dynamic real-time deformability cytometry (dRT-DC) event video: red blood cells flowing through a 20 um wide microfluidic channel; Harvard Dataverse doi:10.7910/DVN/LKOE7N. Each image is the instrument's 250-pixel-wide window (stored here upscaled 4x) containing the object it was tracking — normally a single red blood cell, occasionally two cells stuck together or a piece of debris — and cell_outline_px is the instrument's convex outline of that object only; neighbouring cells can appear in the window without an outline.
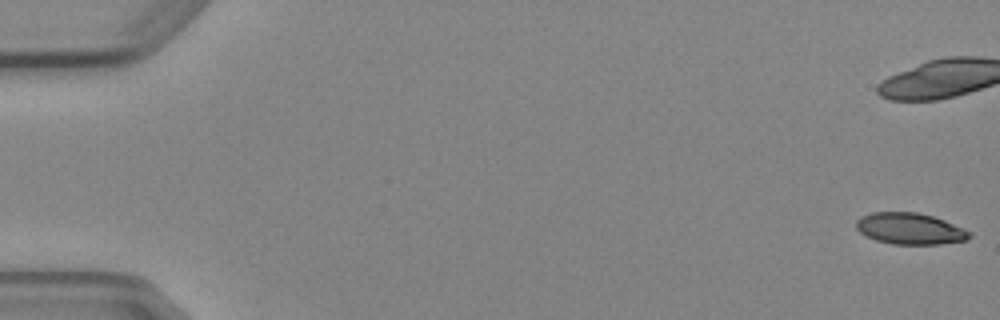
{"species": "Egyptian fruit bat (a non-hibernating species)", "species_latin": "Rousettus aegyptiacus", "temperature_condition": "cold", "stored_images_in_passage": 10, "camera_frame_rate_fps": 3000, "um_per_image_px": 0.085, "animal": {"sex": "female"}, "frame": {"image": 1, "passage_image": 1, "time_ms": 0.0, "image_size_px": [1000, 320], "cell_outline_px": [[972, 236], [968, 240], [940, 244], [892, 244], [876, 240], [860, 232], [856, 228], [856, 220], [860, 216], [872, 212], [916, 212], [932, 216], [944, 220], [964, 228], [972, 232]], "centroid_in_image_um": [77.37, 19.43], "position_along_channel_um": 7.6, "area_um2": 20.81}}
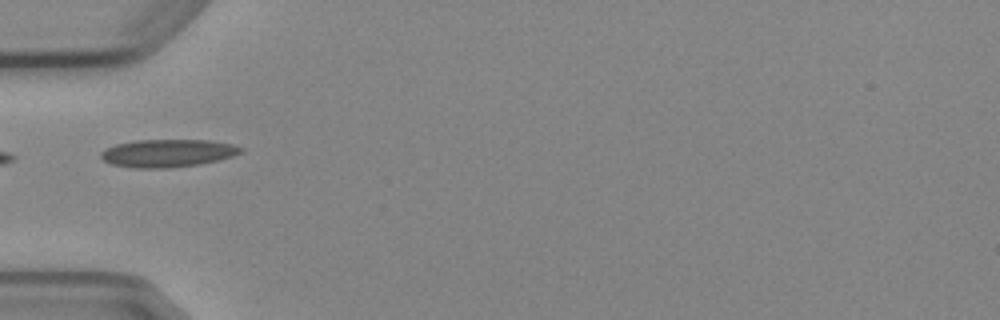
{"frame": {"image": 2, "passage_image": 6, "time_ms": 6.667, "image_size_px": [1000, 320], "cell_outline_px": [[244, 152], [220, 160], [200, 164], [168, 168], [136, 168], [112, 164], [104, 160], [100, 156], [100, 152], [116, 144], [136, 140], [208, 140], [232, 144], [244, 148]], "centroid_in_image_um": [14.29, 13.02], "position_along_channel_um": 70.7, "area_um2": 22.66}}
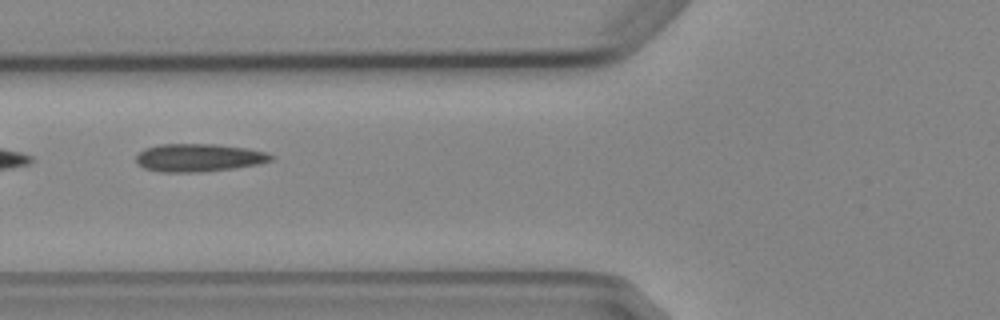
{"frame": {"image": 3, "passage_image": 7, "time_ms": 7.667, "image_size_px": [1000, 320], "cell_outline_px": [[272, 160], [260, 164], [236, 168], [200, 172], [160, 172], [144, 168], [136, 160], [136, 156], [144, 148], [160, 144], [212, 144], [248, 148], [268, 152], [272, 156]], "centroid_in_image_um": [16.91, 13.4], "position_along_channel_um": 108.9, "area_um2": 22.02}}